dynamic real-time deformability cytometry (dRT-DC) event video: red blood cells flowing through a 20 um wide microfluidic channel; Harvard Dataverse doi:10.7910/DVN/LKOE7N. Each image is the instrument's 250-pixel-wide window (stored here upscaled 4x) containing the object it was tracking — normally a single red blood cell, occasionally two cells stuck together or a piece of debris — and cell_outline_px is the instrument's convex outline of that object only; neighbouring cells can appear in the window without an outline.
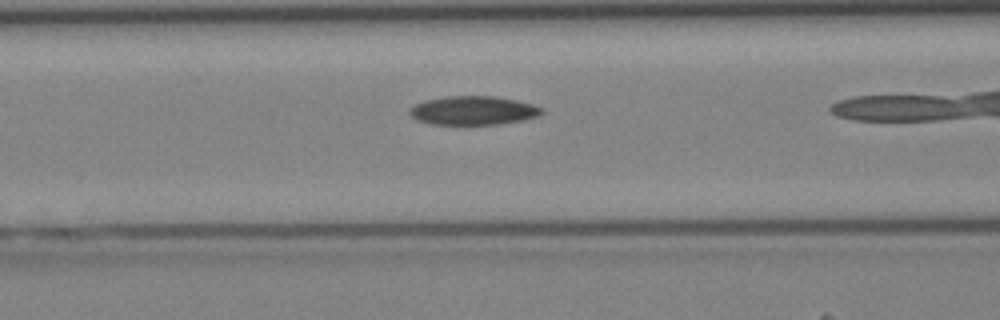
{"species": "Egyptian fruit bat (a non-hibernating species)", "species_latin": "Rousettus aegyptiacus", "temperature_condition": "cold", "stored_images_in_passage": 20, "camera_frame_rate_fps": 3000, "um_per_image_px": 0.085, "animal": {"sex": "female"}, "frame": {"image": 1, "passage_image": 4, "time_ms": 1.0, "image_size_px": [1000, 320], "cell_outline_px": [[544, 112], [536, 116], [524, 120], [500, 124], [432, 124], [416, 120], [408, 112], [416, 104], [424, 100], [444, 96], [492, 96], [516, 100], [532, 104], [544, 108]], "centroid_in_image_um": [40.23, 9.39], "position_along_channel_um": 126.4, "area_um2": 22.14}}
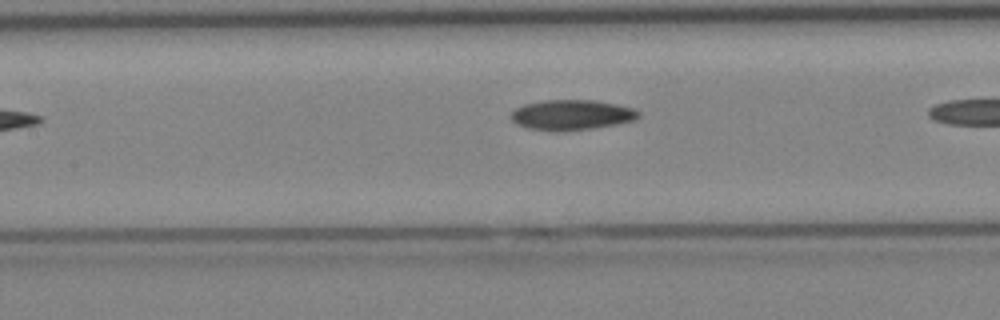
{"frame": {"image": 2, "passage_image": 6, "time_ms": 1.667, "image_size_px": [1000, 320], "cell_outline_px": [[640, 116], [636, 120], [620, 124], [564, 132], [556, 132], [528, 128], [516, 124], [508, 116], [516, 108], [524, 104], [544, 100], [596, 100], [616, 104], [632, 108], [640, 112]], "centroid_in_image_um": [48.59, 9.78], "position_along_channel_um": 158.8, "area_um2": 22.83}}
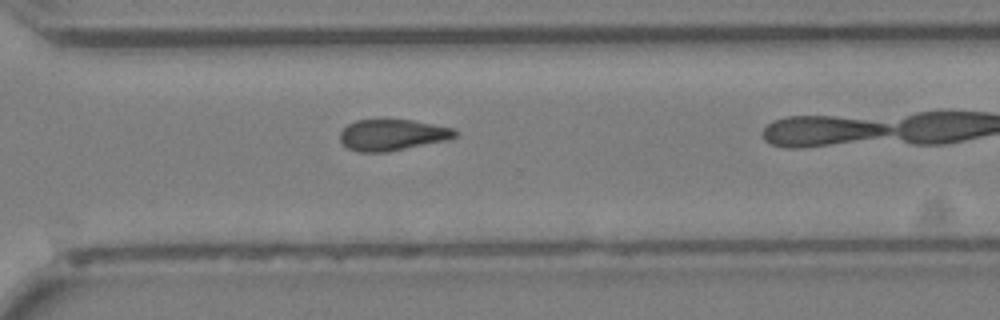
{"frame": {"image": 3, "passage_image": 17, "time_ms": 5.333, "image_size_px": [1000, 320], "cell_outline_px": [[460, 132], [456, 136], [444, 140], [388, 152], [360, 152], [348, 148], [340, 140], [340, 132], [348, 124], [356, 120], [412, 120], [452, 128]], "centroid_in_image_um": [33.33, 11.47], "position_along_channel_um": 337.3, "area_um2": 20.63}}